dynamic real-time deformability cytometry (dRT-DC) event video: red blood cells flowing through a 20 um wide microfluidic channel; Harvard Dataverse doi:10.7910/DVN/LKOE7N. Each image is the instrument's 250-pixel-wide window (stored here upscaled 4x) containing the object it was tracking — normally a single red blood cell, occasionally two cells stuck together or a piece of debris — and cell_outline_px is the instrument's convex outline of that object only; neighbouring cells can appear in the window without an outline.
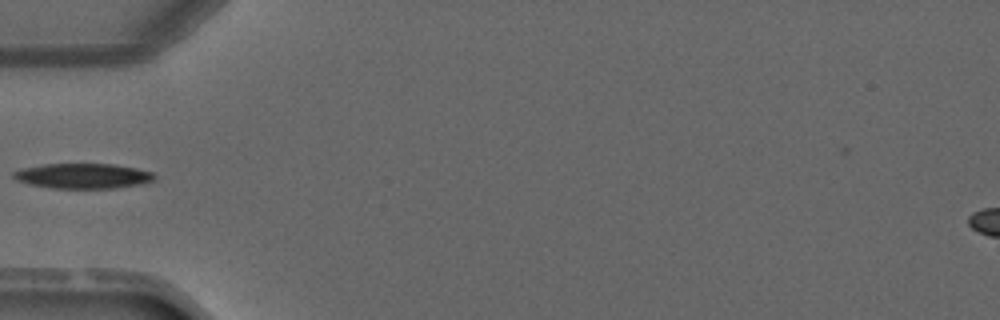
{"species": "common noctule bat (a hibernating species)", "species_latin": "Nyctalus noctula", "temperature_condition": "warm", "stored_images_in_passage": 4, "camera_frame_rate_fps": 3000, "um_per_image_px": 0.085, "animal": {"sex": "male", "forearm_length_mm": 52.5}, "frame": {"image": 1, "passage_image": 4, "time_ms": 3.333, "image_size_px": [1000, 320], "cell_outline_px": [[156, 180], [144, 184], [116, 188], [52, 188], [28, 184], [16, 180], [12, 176], [12, 172], [24, 168], [44, 164], [112, 164], [136, 168], [152, 172], [156, 176]], "centroid_in_image_um": [7.09, 14.96], "position_along_channel_um": 77.9, "area_um2": 20.75}}